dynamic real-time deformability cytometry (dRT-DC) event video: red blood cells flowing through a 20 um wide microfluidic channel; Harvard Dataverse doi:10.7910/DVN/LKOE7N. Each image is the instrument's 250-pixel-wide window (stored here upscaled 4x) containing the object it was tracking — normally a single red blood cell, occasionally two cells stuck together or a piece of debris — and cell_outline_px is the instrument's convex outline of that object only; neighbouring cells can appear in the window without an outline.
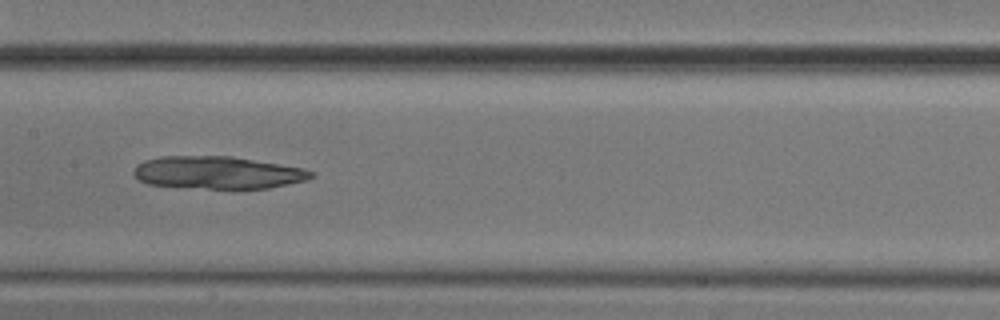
{"species": "common noctule bat (a hibernating species)", "species_latin": "Nyctalus noctula", "temperature_condition": "cold", "stored_images_in_passage": 52, "camera_frame_rate_fps": 3000, "um_per_image_px": 0.085, "animal": {"sex": "male", "body_mass_g": 20.5, "forearm_length_mm": 52.5}, "frame": {"image": 1, "passage_image": 25, "time_ms": 8.0, "image_size_px": [1000, 320], "cell_outline_px": [[316, 176], [308, 180], [268, 188], [208, 188], [148, 184], [140, 180], [132, 172], [136, 164], [144, 160], [160, 156], [232, 156], [304, 168], [316, 172]], "centroid_in_image_um": [18.54, 14.66], "position_along_channel_um": 188.9, "area_um2": 33.64}}
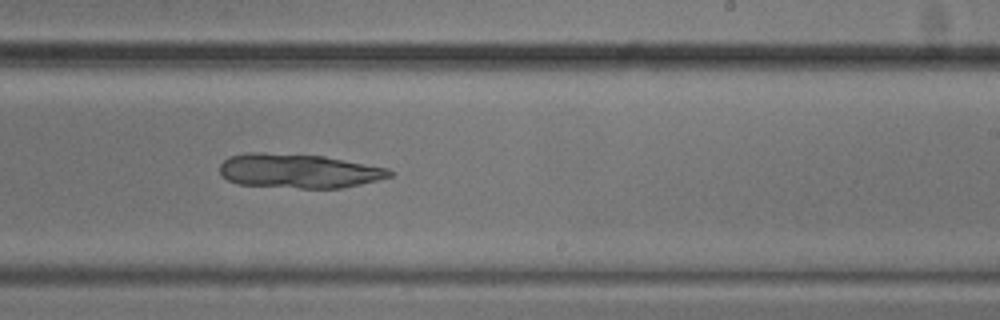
{"frame": {"image": 2, "passage_image": 31, "time_ms": 10.0, "image_size_px": [1000, 320], "cell_outline_px": [[392, 176], [360, 184], [340, 188], [300, 188], [236, 184], [228, 180], [220, 172], [220, 164], [228, 156], [248, 152], [264, 152], [324, 156], [388, 168], [392, 172]], "centroid_in_image_um": [25.35, 14.52], "position_along_channel_um": 263.7, "area_um2": 33.87}}
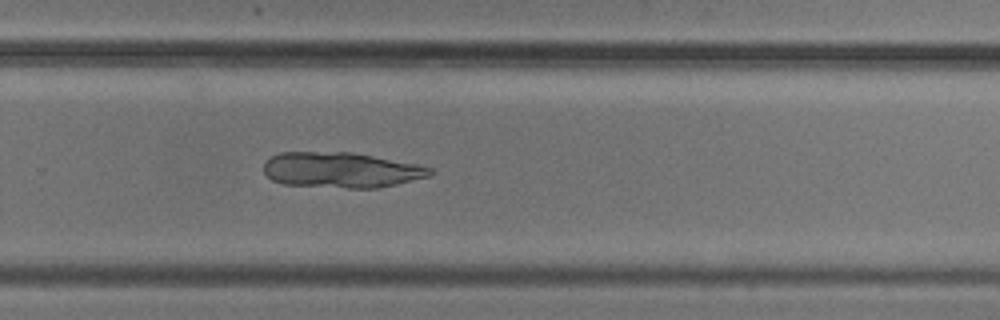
{"frame": {"image": 3, "passage_image": 34, "time_ms": 11.0, "image_size_px": [1000, 320], "cell_outline_px": [[436, 172], [432, 176], [380, 188], [348, 188], [284, 184], [272, 180], [264, 172], [264, 160], [280, 152], [352, 152], [416, 164], [432, 168]], "centroid_in_image_um": [29.03, 14.45], "position_along_channel_um": 300.8, "area_um2": 34.56}}